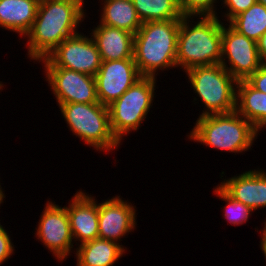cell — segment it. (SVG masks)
I'll list each match as a JSON object with an SVG mask.
<instances>
[{"mask_svg":"<svg viewBox=\"0 0 266 266\" xmlns=\"http://www.w3.org/2000/svg\"><path fill=\"white\" fill-rule=\"evenodd\" d=\"M99 103L109 106L143 76L134 59L102 61L94 76Z\"/></svg>","mask_w":266,"mask_h":266,"instance_id":"7c38bea8","label":"cell"},{"mask_svg":"<svg viewBox=\"0 0 266 266\" xmlns=\"http://www.w3.org/2000/svg\"><path fill=\"white\" fill-rule=\"evenodd\" d=\"M229 196L256 211L266 208V171L250 169L218 184Z\"/></svg>","mask_w":266,"mask_h":266,"instance_id":"9a60e30c","label":"cell"},{"mask_svg":"<svg viewBox=\"0 0 266 266\" xmlns=\"http://www.w3.org/2000/svg\"><path fill=\"white\" fill-rule=\"evenodd\" d=\"M221 1V0H220ZM217 0H178L183 16H217Z\"/></svg>","mask_w":266,"mask_h":266,"instance_id":"cb8c5ba5","label":"cell"},{"mask_svg":"<svg viewBox=\"0 0 266 266\" xmlns=\"http://www.w3.org/2000/svg\"><path fill=\"white\" fill-rule=\"evenodd\" d=\"M40 62L43 67H63L95 76L100 69L102 60L92 36H86L80 32L65 39L38 63Z\"/></svg>","mask_w":266,"mask_h":266,"instance_id":"ba28073f","label":"cell"},{"mask_svg":"<svg viewBox=\"0 0 266 266\" xmlns=\"http://www.w3.org/2000/svg\"><path fill=\"white\" fill-rule=\"evenodd\" d=\"M181 19L143 22L134 35L133 59L142 76L157 77L177 68L176 52ZM157 72V73H156Z\"/></svg>","mask_w":266,"mask_h":266,"instance_id":"3957f363","label":"cell"},{"mask_svg":"<svg viewBox=\"0 0 266 266\" xmlns=\"http://www.w3.org/2000/svg\"><path fill=\"white\" fill-rule=\"evenodd\" d=\"M2 87H4V84L0 81V91H2V89H3Z\"/></svg>","mask_w":266,"mask_h":266,"instance_id":"1f68e13d","label":"cell"},{"mask_svg":"<svg viewBox=\"0 0 266 266\" xmlns=\"http://www.w3.org/2000/svg\"><path fill=\"white\" fill-rule=\"evenodd\" d=\"M257 48L260 60L266 63V32L257 41Z\"/></svg>","mask_w":266,"mask_h":266,"instance_id":"83f0119b","label":"cell"},{"mask_svg":"<svg viewBox=\"0 0 266 266\" xmlns=\"http://www.w3.org/2000/svg\"><path fill=\"white\" fill-rule=\"evenodd\" d=\"M39 3L40 0H0V27L24 38L35 21Z\"/></svg>","mask_w":266,"mask_h":266,"instance_id":"e0dca14e","label":"cell"},{"mask_svg":"<svg viewBox=\"0 0 266 266\" xmlns=\"http://www.w3.org/2000/svg\"><path fill=\"white\" fill-rule=\"evenodd\" d=\"M257 2H259V3H261V4L266 6V0H257Z\"/></svg>","mask_w":266,"mask_h":266,"instance_id":"4dcf8cb0","label":"cell"},{"mask_svg":"<svg viewBox=\"0 0 266 266\" xmlns=\"http://www.w3.org/2000/svg\"><path fill=\"white\" fill-rule=\"evenodd\" d=\"M91 30L102 61L133 59L134 34L100 23Z\"/></svg>","mask_w":266,"mask_h":266,"instance_id":"2e32d148","label":"cell"},{"mask_svg":"<svg viewBox=\"0 0 266 266\" xmlns=\"http://www.w3.org/2000/svg\"><path fill=\"white\" fill-rule=\"evenodd\" d=\"M156 81L157 77L143 76L108 106L111 130L120 143L147 118L156 97Z\"/></svg>","mask_w":266,"mask_h":266,"instance_id":"52a82bcc","label":"cell"},{"mask_svg":"<svg viewBox=\"0 0 266 266\" xmlns=\"http://www.w3.org/2000/svg\"><path fill=\"white\" fill-rule=\"evenodd\" d=\"M220 2H222V8L226 9V12L221 13L226 19L223 21L229 23L235 16L254 5L257 0H221Z\"/></svg>","mask_w":266,"mask_h":266,"instance_id":"d4e9b609","label":"cell"},{"mask_svg":"<svg viewBox=\"0 0 266 266\" xmlns=\"http://www.w3.org/2000/svg\"><path fill=\"white\" fill-rule=\"evenodd\" d=\"M258 134L252 123L232 111L198 116L195 126L186 136L197 144L236 155L250 150Z\"/></svg>","mask_w":266,"mask_h":266,"instance_id":"277c9868","label":"cell"},{"mask_svg":"<svg viewBox=\"0 0 266 266\" xmlns=\"http://www.w3.org/2000/svg\"><path fill=\"white\" fill-rule=\"evenodd\" d=\"M44 74L56 105L99 102L94 76L63 67H44Z\"/></svg>","mask_w":266,"mask_h":266,"instance_id":"8fae6325","label":"cell"},{"mask_svg":"<svg viewBox=\"0 0 266 266\" xmlns=\"http://www.w3.org/2000/svg\"><path fill=\"white\" fill-rule=\"evenodd\" d=\"M246 81L253 88L266 93V63H262V65L250 75Z\"/></svg>","mask_w":266,"mask_h":266,"instance_id":"4316f807","label":"cell"},{"mask_svg":"<svg viewBox=\"0 0 266 266\" xmlns=\"http://www.w3.org/2000/svg\"><path fill=\"white\" fill-rule=\"evenodd\" d=\"M223 22L220 64L237 80H246L261 65L257 42Z\"/></svg>","mask_w":266,"mask_h":266,"instance_id":"9c48e42d","label":"cell"},{"mask_svg":"<svg viewBox=\"0 0 266 266\" xmlns=\"http://www.w3.org/2000/svg\"><path fill=\"white\" fill-rule=\"evenodd\" d=\"M219 18L182 17L177 40V68L185 72L196 66L220 64L223 21Z\"/></svg>","mask_w":266,"mask_h":266,"instance_id":"7a4b0ae2","label":"cell"},{"mask_svg":"<svg viewBox=\"0 0 266 266\" xmlns=\"http://www.w3.org/2000/svg\"><path fill=\"white\" fill-rule=\"evenodd\" d=\"M235 111L261 133L266 128V93L253 88L246 80L238 81Z\"/></svg>","mask_w":266,"mask_h":266,"instance_id":"d6986e66","label":"cell"},{"mask_svg":"<svg viewBox=\"0 0 266 266\" xmlns=\"http://www.w3.org/2000/svg\"><path fill=\"white\" fill-rule=\"evenodd\" d=\"M266 219V218H265ZM262 231H259L262 235V238L260 240V249L262 250V253L264 254L265 261H266V221H264V227L262 228Z\"/></svg>","mask_w":266,"mask_h":266,"instance_id":"f1b7e54d","label":"cell"},{"mask_svg":"<svg viewBox=\"0 0 266 266\" xmlns=\"http://www.w3.org/2000/svg\"><path fill=\"white\" fill-rule=\"evenodd\" d=\"M101 5L100 24L119 28L134 35L138 32L142 21L132 0H101Z\"/></svg>","mask_w":266,"mask_h":266,"instance_id":"ffe728a7","label":"cell"},{"mask_svg":"<svg viewBox=\"0 0 266 266\" xmlns=\"http://www.w3.org/2000/svg\"><path fill=\"white\" fill-rule=\"evenodd\" d=\"M59 109L68 130L93 150L112 152L122 145L111 130L108 106L99 102L67 103L60 104Z\"/></svg>","mask_w":266,"mask_h":266,"instance_id":"5b68a950","label":"cell"},{"mask_svg":"<svg viewBox=\"0 0 266 266\" xmlns=\"http://www.w3.org/2000/svg\"><path fill=\"white\" fill-rule=\"evenodd\" d=\"M66 209L76 246L98 238V201L95 196L87 194L85 190H78Z\"/></svg>","mask_w":266,"mask_h":266,"instance_id":"5bb4252c","label":"cell"},{"mask_svg":"<svg viewBox=\"0 0 266 266\" xmlns=\"http://www.w3.org/2000/svg\"><path fill=\"white\" fill-rule=\"evenodd\" d=\"M185 74L190 88L204 103L199 116L235 111L238 81L221 64L196 66Z\"/></svg>","mask_w":266,"mask_h":266,"instance_id":"8992f818","label":"cell"},{"mask_svg":"<svg viewBox=\"0 0 266 266\" xmlns=\"http://www.w3.org/2000/svg\"><path fill=\"white\" fill-rule=\"evenodd\" d=\"M15 245L12 243L11 236L0 222V266L9 261L10 257L15 254Z\"/></svg>","mask_w":266,"mask_h":266,"instance_id":"484cf974","label":"cell"},{"mask_svg":"<svg viewBox=\"0 0 266 266\" xmlns=\"http://www.w3.org/2000/svg\"><path fill=\"white\" fill-rule=\"evenodd\" d=\"M229 24L240 34L257 42L266 32V6L256 2L235 16Z\"/></svg>","mask_w":266,"mask_h":266,"instance_id":"44dd1931","label":"cell"},{"mask_svg":"<svg viewBox=\"0 0 266 266\" xmlns=\"http://www.w3.org/2000/svg\"><path fill=\"white\" fill-rule=\"evenodd\" d=\"M40 216L34 234L42 245L52 252L54 258L63 263L72 251L75 253L66 206L47 201Z\"/></svg>","mask_w":266,"mask_h":266,"instance_id":"30bf717a","label":"cell"},{"mask_svg":"<svg viewBox=\"0 0 266 266\" xmlns=\"http://www.w3.org/2000/svg\"><path fill=\"white\" fill-rule=\"evenodd\" d=\"M84 0H40L37 16L25 35L27 57L39 62L65 39L79 33L86 18Z\"/></svg>","mask_w":266,"mask_h":266,"instance_id":"6da1fadb","label":"cell"},{"mask_svg":"<svg viewBox=\"0 0 266 266\" xmlns=\"http://www.w3.org/2000/svg\"><path fill=\"white\" fill-rule=\"evenodd\" d=\"M126 248L115 241L101 238L79 244L75 248L76 266H113L125 255Z\"/></svg>","mask_w":266,"mask_h":266,"instance_id":"ac0fdd59","label":"cell"},{"mask_svg":"<svg viewBox=\"0 0 266 266\" xmlns=\"http://www.w3.org/2000/svg\"><path fill=\"white\" fill-rule=\"evenodd\" d=\"M136 206L120 195L98 203V238L119 244L121 239L132 233L137 226Z\"/></svg>","mask_w":266,"mask_h":266,"instance_id":"4fadbf2b","label":"cell"},{"mask_svg":"<svg viewBox=\"0 0 266 266\" xmlns=\"http://www.w3.org/2000/svg\"><path fill=\"white\" fill-rule=\"evenodd\" d=\"M1 179V178H0ZM1 184V183H0ZM6 196H5V192H4V190L2 189V187H1V185H0V206H1V204L4 202L3 200H4V198H5Z\"/></svg>","mask_w":266,"mask_h":266,"instance_id":"f546056e","label":"cell"},{"mask_svg":"<svg viewBox=\"0 0 266 266\" xmlns=\"http://www.w3.org/2000/svg\"><path fill=\"white\" fill-rule=\"evenodd\" d=\"M143 22L182 19L178 0H132Z\"/></svg>","mask_w":266,"mask_h":266,"instance_id":"7402d4cb","label":"cell"},{"mask_svg":"<svg viewBox=\"0 0 266 266\" xmlns=\"http://www.w3.org/2000/svg\"><path fill=\"white\" fill-rule=\"evenodd\" d=\"M215 188V189H214ZM216 196L222 201H225L223 216L231 225L237 226L246 223L253 214L250 207L244 205L242 202L234 200L229 196L219 185L213 187Z\"/></svg>","mask_w":266,"mask_h":266,"instance_id":"603a6c76","label":"cell"}]
</instances>
